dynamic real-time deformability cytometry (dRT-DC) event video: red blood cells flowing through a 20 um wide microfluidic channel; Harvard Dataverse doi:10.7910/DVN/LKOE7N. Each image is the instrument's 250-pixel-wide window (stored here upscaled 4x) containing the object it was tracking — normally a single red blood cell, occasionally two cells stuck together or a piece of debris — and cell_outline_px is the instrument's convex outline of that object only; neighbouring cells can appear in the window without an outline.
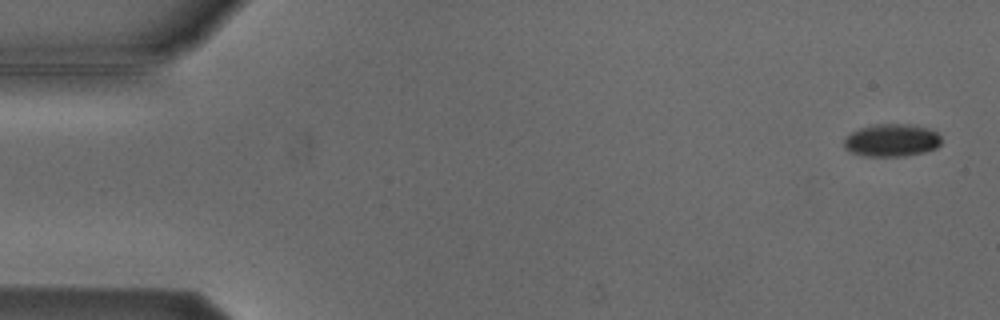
{"species": "Egyptian fruit bat (a non-hibernating species)", "species_latin": "Rousettus aegyptiacus", "temperature_condition": "cold", "stored_images_in_passage": 5, "camera_frame_rate_fps": 3000, "um_per_image_px": 0.085, "animal": {"sex": "male"}, "frame": {"image": 1, "passage_image": 1, "time_ms": 0.0, "image_size_px": [1000, 320], "cell_outline_px": [[940, 144], [936, 148], [924, 152], [904, 156], [864, 156], [852, 152], [844, 148], [844, 140], [852, 132], [860, 128], [880, 124], [908, 124], [928, 128], [936, 132], [940, 136]], "centroid_in_image_um": [75.8, 11.93], "position_along_channel_um": 9.2, "area_um2": 18.32}}
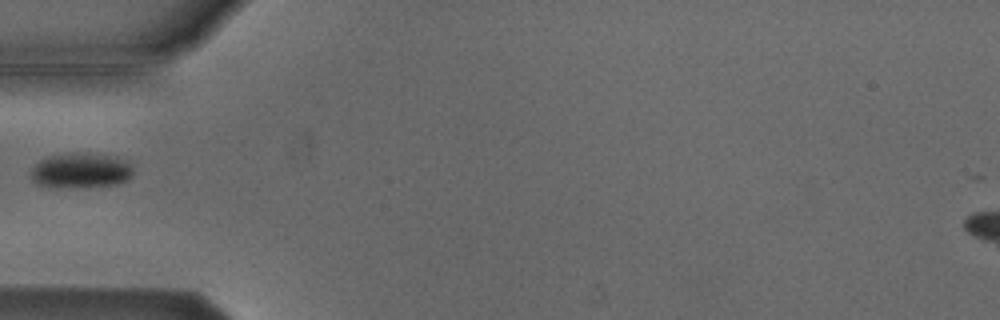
{"frame": {"image": 2, "passage_image": 5, "time_ms": 5.333, "image_size_px": [1000, 320], "cell_outline_px": [[132, 176], [128, 180], [116, 184], [72, 188], [48, 188], [36, 184], [32, 180], [28, 172], [40, 160], [48, 156], [64, 152], [88, 152], [116, 156], [128, 160], [132, 164]], "centroid_in_image_um": [6.84, 14.48], "position_along_channel_um": 78.2, "area_um2": 21.91}}